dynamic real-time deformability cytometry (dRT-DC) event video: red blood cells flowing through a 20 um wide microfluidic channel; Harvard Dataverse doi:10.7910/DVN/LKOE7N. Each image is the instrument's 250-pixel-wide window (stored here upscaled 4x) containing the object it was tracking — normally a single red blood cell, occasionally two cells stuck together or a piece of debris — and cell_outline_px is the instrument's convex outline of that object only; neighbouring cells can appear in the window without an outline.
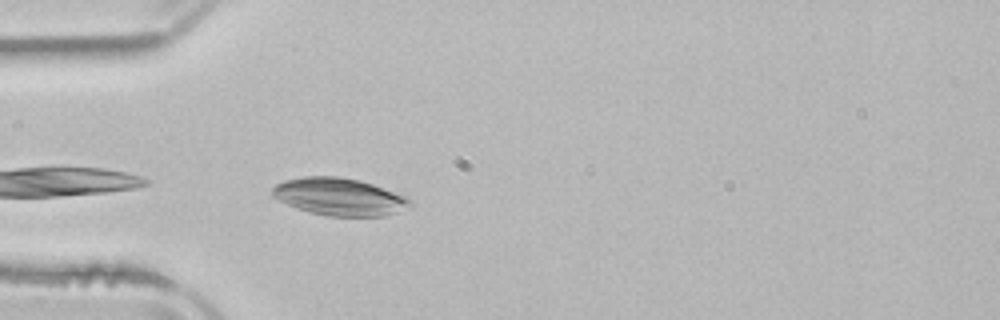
{"species": "common noctule bat (a hibernating species)", "species_latin": "Nyctalus noctula", "temperature_condition": "room temperature", "stored_images_in_passage": 3, "camera_frame_rate_fps": 3000, "um_per_image_px": 0.085, "animal": {"sex": "male", "body_mass_g": 21.5, "forearm_length_mm": 52.0}, "frame": {"image": 1, "passage_image": 3, "time_ms": 2.333, "image_size_px": [1000, 320], "cell_outline_px": [[412, 204], [396, 212], [384, 216], [328, 216], [308, 212], [296, 208], [272, 196], [272, 188], [276, 184], [284, 180], [304, 176], [340, 176], [360, 180], [372, 184], [404, 196], [412, 200]], "centroid_in_image_um": [28.8, 16.72], "position_along_channel_um": 56.2, "area_um2": 29.88}}